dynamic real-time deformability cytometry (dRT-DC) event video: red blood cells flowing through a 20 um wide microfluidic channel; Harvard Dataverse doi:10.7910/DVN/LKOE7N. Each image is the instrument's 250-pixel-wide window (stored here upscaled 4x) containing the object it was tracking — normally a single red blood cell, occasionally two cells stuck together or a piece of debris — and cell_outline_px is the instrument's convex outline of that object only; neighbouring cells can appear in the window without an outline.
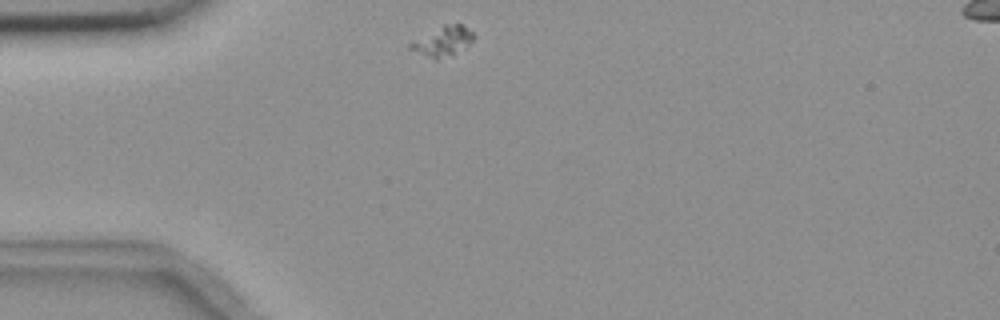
{"species": "common noctule bat (a hibernating species)", "species_latin": "Nyctalus noctula", "temperature_condition": "room temperature", "stored_images_in_passage": 11, "camera_frame_rate_fps": 3000, "um_per_image_px": 0.085, "animal": {"sex": "female", "body_mass_g": 18.4}, "frame": {"image": 1, "passage_image": 1, "time_ms": 0.0, "image_size_px": [1000, 320], "cell_outline_px": [[476, 36], [468, 44], [436, 60], [408, 48], [408, 44], [444, 24], [464, 24]], "centroid_in_image_um": [37.64, 3.47], "position_along_channel_um": 47.4, "area_um2": 10.35}}
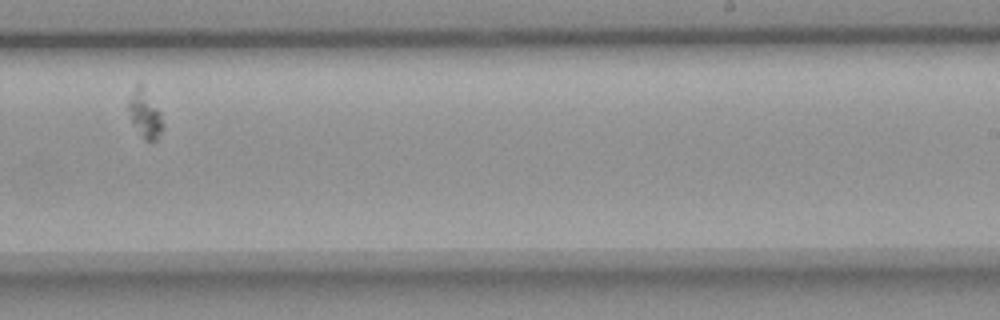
{"frame": {"image": 2, "passage_image": 7, "time_ms": 7.0, "image_size_px": [1000, 320], "cell_outline_px": [[164, 128], [156, 140], [144, 140], [132, 120], [124, 104], [136, 80], [140, 80], [160, 112], [164, 124]], "centroid_in_image_um": [12.26, 9.56], "position_along_channel_um": 276.7, "area_um2": 10.06}}
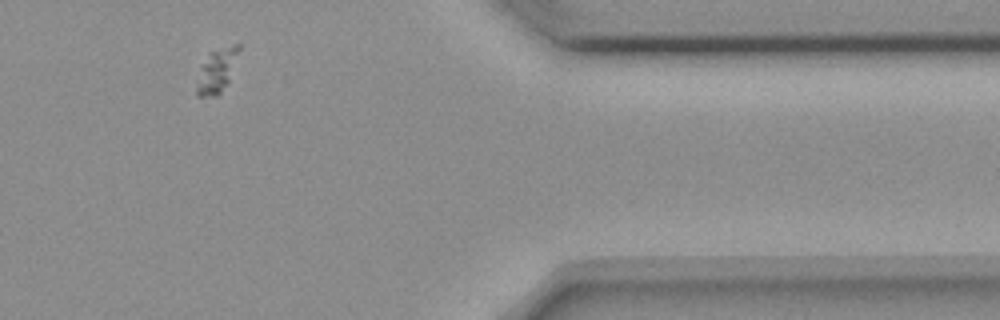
{"frame": {"image": 3, "passage_image": 10, "time_ms": 11.0, "image_size_px": [1000, 320], "cell_outline_px": [[240, 48], [228, 84], [216, 96], [200, 96], [196, 92], [196, 88], [200, 68], [208, 52], [232, 44], [240, 44]], "centroid_in_image_um": [18.44, 5.98], "position_along_channel_um": 393.0, "area_um2": 10.75}}